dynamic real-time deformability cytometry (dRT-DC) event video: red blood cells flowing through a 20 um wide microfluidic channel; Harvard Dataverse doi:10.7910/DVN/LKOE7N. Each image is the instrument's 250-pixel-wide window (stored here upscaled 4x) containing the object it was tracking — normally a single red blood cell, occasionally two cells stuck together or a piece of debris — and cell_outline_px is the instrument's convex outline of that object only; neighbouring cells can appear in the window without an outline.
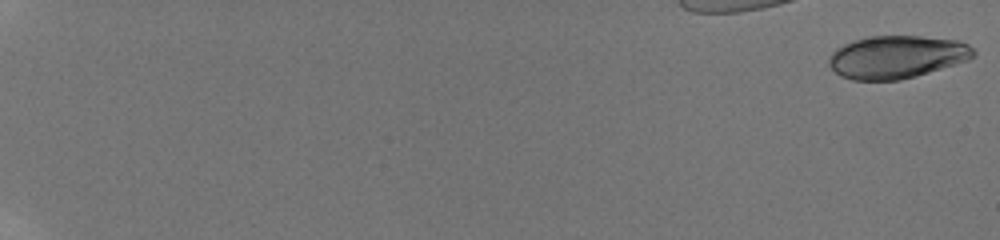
{"species": "human", "species_latin": "Homo sapiens", "temperature_condition": "room temperature", "stored_images_in_passage": 28, "camera_frame_rate_fps": 3000, "um_per_image_px": 0.085, "donor": {"sex": "male"}, "frame": {"image": 1, "passage_image": 1, "time_ms": 0.0, "image_size_px": [1000, 240], "cell_outline_px": [[976, 56], [968, 60], [916, 76], [900, 80], [852, 80], [840, 76], [828, 64], [828, 56], [836, 48], [844, 44], [868, 36], [920, 36], [960, 40], [968, 44], [976, 52]], "centroid_in_image_um": [76.23, 4.84], "position_along_channel_um": 8.8, "area_um2": 36.18}}